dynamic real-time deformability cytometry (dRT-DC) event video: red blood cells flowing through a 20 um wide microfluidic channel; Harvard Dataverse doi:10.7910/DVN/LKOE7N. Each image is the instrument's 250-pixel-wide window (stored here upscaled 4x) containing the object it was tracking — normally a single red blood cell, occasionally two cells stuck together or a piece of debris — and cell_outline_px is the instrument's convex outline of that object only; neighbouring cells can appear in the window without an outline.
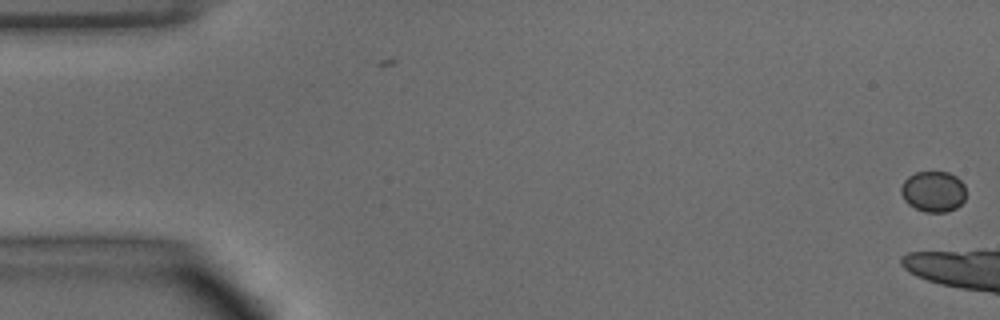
{"species": "common noctule bat (a hibernating species)", "species_latin": "Nyctalus noctula", "temperature_condition": "warm", "stored_images_in_passage": 3, "camera_frame_rate_fps": 3000, "um_per_image_px": 0.085, "animal": {"sex": "male", "body_mass_g": 15.6}, "frame": {"image": 1, "passage_image": 3, "time_ms": 0.667, "image_size_px": [1000, 320], "cell_outline_px": [[964, 200], [956, 208], [948, 212], [924, 212], [908, 204], [904, 200], [900, 192], [900, 188], [904, 180], [908, 176], [916, 172], [948, 172], [956, 176], [964, 184]], "centroid_in_image_um": [79.31, 16.28], "position_along_channel_um": 5.7, "area_um2": 15.49}}